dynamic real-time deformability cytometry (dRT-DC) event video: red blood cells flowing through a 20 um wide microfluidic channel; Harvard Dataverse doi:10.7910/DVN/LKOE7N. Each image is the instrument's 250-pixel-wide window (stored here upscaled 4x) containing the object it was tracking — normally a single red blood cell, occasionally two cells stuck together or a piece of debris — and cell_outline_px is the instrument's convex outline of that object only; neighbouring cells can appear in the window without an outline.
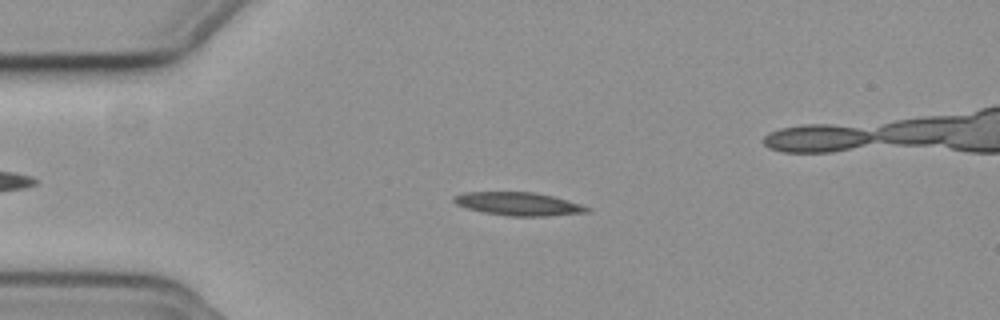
{"species": "common noctule bat (a hibernating species)", "species_latin": "Nyctalus noctula", "temperature_condition": "cold", "stored_images_in_passage": 56, "camera_frame_rate_fps": 3000, "um_per_image_px": 0.085, "animal": {"sex": "female", "body_mass_g": 19.3, "forearm_length_mm": 54.1}, "frame": {"image": 1, "passage_image": 13, "time_ms": 4.0, "image_size_px": [1000, 320], "cell_outline_px": [[588, 212], [544, 216], [508, 216], [484, 212], [464, 208], [456, 204], [452, 200], [452, 196], [464, 192], [536, 192], [552, 196], [580, 204], [588, 208]], "centroid_in_image_um": [43.98, 17.32], "position_along_channel_um": 41.0, "area_um2": 17.92}}
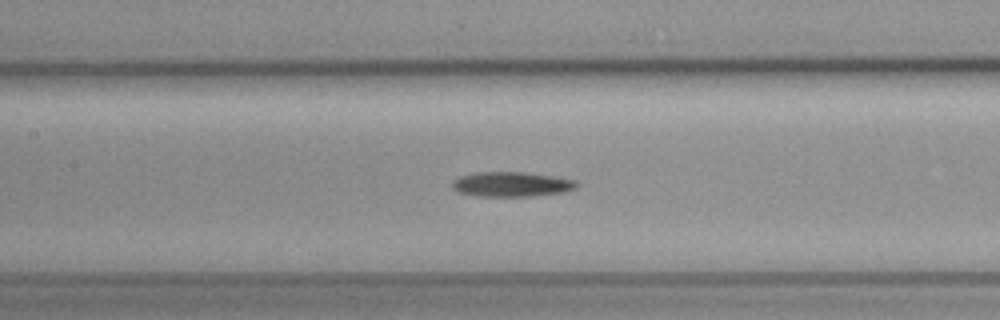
{"frame": {"image": 2, "passage_image": 25, "time_ms": 8.0, "image_size_px": [1000, 320], "cell_outline_px": [[580, 184], [576, 188], [564, 192], [532, 196], [476, 196], [456, 192], [452, 188], [452, 180], [460, 176], [476, 172], [524, 172], [552, 176], [576, 180]], "centroid_in_image_um": [43.46, 15.66], "position_along_channel_um": 163.9, "area_um2": 18.15}}
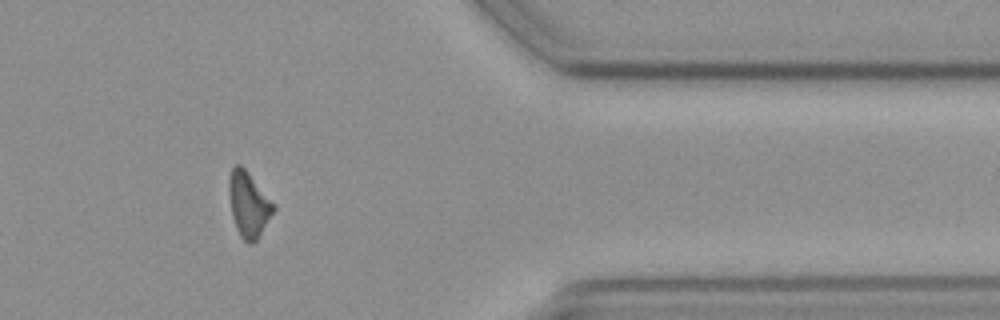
{"frame": {"image": 3, "passage_image": 45, "time_ms": 14.667, "image_size_px": [1000, 320], "cell_outline_px": [[276, 208], [260, 236], [252, 244], [248, 244], [240, 236], [236, 228], [232, 216], [228, 192], [228, 180], [232, 168], [236, 164], [240, 164], [248, 172], [276, 204]], "centroid_in_image_um": [21.14, 17.38], "position_along_channel_um": 390.3, "area_um2": 17.17}, "authors_computed_cell_mechanics": {"area_um2": 17.1955, "velocity_mm_per_s": 3.7482, "shape_relaxation_time_tau1_ms": 4.9628, "shape_relaxation_time_tau2_ms": null, "deformation_change_tau1": 0.1577, "deformation_change_tau2": null}}